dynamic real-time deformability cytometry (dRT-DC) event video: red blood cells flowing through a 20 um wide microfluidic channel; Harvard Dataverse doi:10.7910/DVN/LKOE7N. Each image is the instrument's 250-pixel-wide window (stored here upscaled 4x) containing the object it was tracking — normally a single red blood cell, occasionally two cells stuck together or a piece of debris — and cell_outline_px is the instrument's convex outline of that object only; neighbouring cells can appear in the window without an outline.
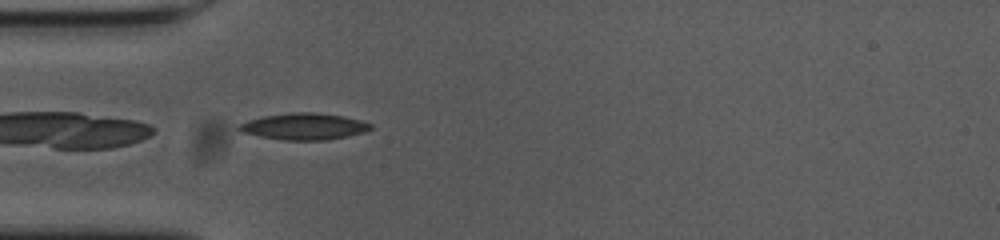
{"species": "common noctule bat (a hibernating species)", "species_latin": "Nyctalus noctula", "temperature_condition": "cold", "stored_images_in_passage": 40, "camera_frame_rate_fps": 3000, "um_per_image_px": 0.085, "animal": {"sex": "female", "body_mass_g": 23.0, "forearm_length_mm": 53.4}, "frame": {"image": 1, "passage_image": 1, "time_ms": 0.0, "image_size_px": [1000, 240], "cell_outline_px": [[372, 128], [364, 132], [324, 140], [284, 140], [260, 136], [244, 132], [236, 128], [240, 124], [248, 120], [264, 116], [292, 112], [312, 112], [344, 116], [360, 120], [372, 124]], "centroid_in_image_um": [25.85, 10.74], "position_along_channel_um": 59.2, "area_um2": 20.06}}
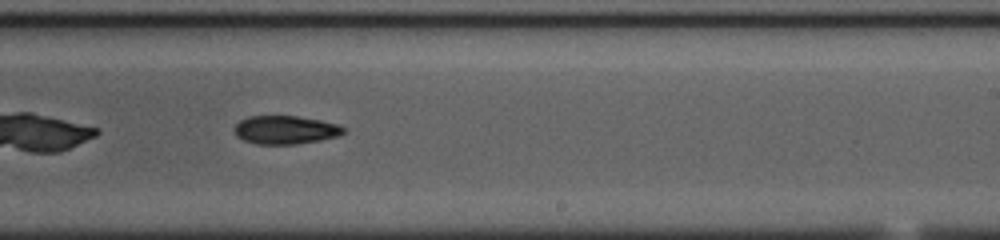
{"frame": {"image": 2, "passage_image": 18, "time_ms": 5.667, "image_size_px": [1000, 240], "cell_outline_px": [[348, 132], [340, 136], [320, 140], [296, 144], [256, 144], [244, 140], [236, 136], [232, 128], [240, 120], [248, 116], [296, 116], [320, 120], [340, 124], [348, 128]], "centroid_in_image_um": [24.31, 11.04], "position_along_channel_um": 264.7, "area_um2": 18.44}}
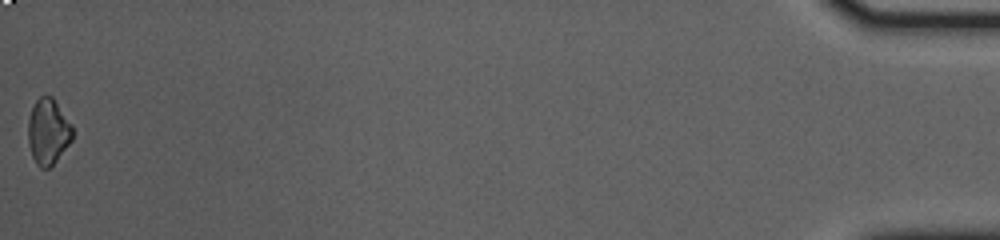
{"frame": {"image": 3, "passage_image": 40, "time_ms": 13.0, "image_size_px": [1000, 240], "cell_outline_px": [[72, 140], [56, 160], [48, 168], [40, 168], [36, 164], [32, 156], [28, 140], [28, 120], [32, 108], [36, 100], [44, 92], [52, 96], [72, 124]], "centroid_in_image_um": [4.08, 11.14], "position_along_channel_um": 431.1, "area_um2": 17.05}, "authors_computed_cell_mechanics": {"area_um2": 18.0336, "velocity_mm_per_s": 3.666, "shape_relaxation_time_tau1_ms": 6.4623, "shape_relaxation_time_tau2_ms": null, "deformation_change_tau1": 0.1059, "deformation_change_tau2": null}}